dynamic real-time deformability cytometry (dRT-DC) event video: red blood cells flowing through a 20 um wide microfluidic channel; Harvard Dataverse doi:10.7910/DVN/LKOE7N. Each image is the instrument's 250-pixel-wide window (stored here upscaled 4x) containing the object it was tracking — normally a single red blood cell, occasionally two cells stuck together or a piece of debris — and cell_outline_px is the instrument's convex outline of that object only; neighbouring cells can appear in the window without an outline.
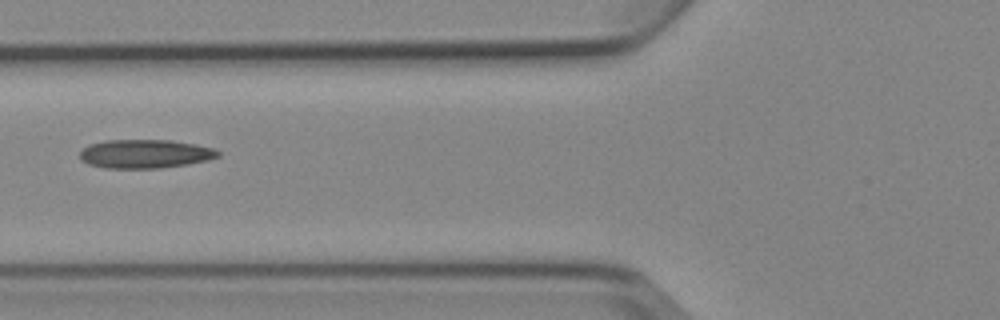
{"species": "Egyptian fruit bat (a non-hibernating species)", "species_latin": "Rousettus aegyptiacus", "temperature_condition": "cold", "stored_images_in_passage": 3, "camera_frame_rate_fps": 3000, "um_per_image_px": 0.085, "animal": {"sex": "female"}, "frame": {"image": 1, "passage_image": 3, "time_ms": 2.333, "image_size_px": [1000, 320], "cell_outline_px": [[220, 156], [208, 160], [188, 164], [160, 168], [104, 168], [88, 164], [80, 160], [80, 152], [88, 144], [104, 140], [172, 140], [196, 144], [216, 148], [220, 152]], "centroid_in_image_um": [12.34, 13.07], "position_along_channel_um": 113.5, "area_um2": 23.41}}